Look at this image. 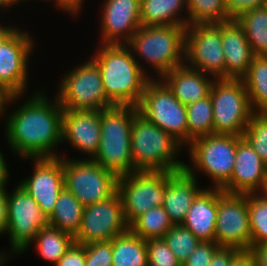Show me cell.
I'll use <instances>...</instances> for the list:
<instances>
[{"instance_id": "obj_1", "label": "cell", "mask_w": 267, "mask_h": 266, "mask_svg": "<svg viewBox=\"0 0 267 266\" xmlns=\"http://www.w3.org/2000/svg\"><path fill=\"white\" fill-rule=\"evenodd\" d=\"M7 116L6 140L10 149L21 158L60 157L54 147L62 144L64 109L43 91H36ZM59 143V144H58Z\"/></svg>"}, {"instance_id": "obj_2", "label": "cell", "mask_w": 267, "mask_h": 266, "mask_svg": "<svg viewBox=\"0 0 267 266\" xmlns=\"http://www.w3.org/2000/svg\"><path fill=\"white\" fill-rule=\"evenodd\" d=\"M96 51L91 60L98 66L107 98L114 105L137 107L151 74L126 44H100Z\"/></svg>"}, {"instance_id": "obj_3", "label": "cell", "mask_w": 267, "mask_h": 266, "mask_svg": "<svg viewBox=\"0 0 267 266\" xmlns=\"http://www.w3.org/2000/svg\"><path fill=\"white\" fill-rule=\"evenodd\" d=\"M138 112L134 105H114L101 110L100 145L92 160L118 177L134 172L131 131Z\"/></svg>"}, {"instance_id": "obj_4", "label": "cell", "mask_w": 267, "mask_h": 266, "mask_svg": "<svg viewBox=\"0 0 267 266\" xmlns=\"http://www.w3.org/2000/svg\"><path fill=\"white\" fill-rule=\"evenodd\" d=\"M183 146L171 135L148 121L139 112L131 131V155L135 171L177 172L184 170L185 162L175 158Z\"/></svg>"}, {"instance_id": "obj_5", "label": "cell", "mask_w": 267, "mask_h": 266, "mask_svg": "<svg viewBox=\"0 0 267 266\" xmlns=\"http://www.w3.org/2000/svg\"><path fill=\"white\" fill-rule=\"evenodd\" d=\"M186 26H142L126 44L139 63V58L149 64L157 77L185 64ZM136 54L138 55L136 57Z\"/></svg>"}, {"instance_id": "obj_6", "label": "cell", "mask_w": 267, "mask_h": 266, "mask_svg": "<svg viewBox=\"0 0 267 266\" xmlns=\"http://www.w3.org/2000/svg\"><path fill=\"white\" fill-rule=\"evenodd\" d=\"M192 165L185 170L193 177L201 171L210 177L212 188L222 189L230 180L235 165L237 135L210 134L191 141L188 145ZM195 167V168H194Z\"/></svg>"}, {"instance_id": "obj_7", "label": "cell", "mask_w": 267, "mask_h": 266, "mask_svg": "<svg viewBox=\"0 0 267 266\" xmlns=\"http://www.w3.org/2000/svg\"><path fill=\"white\" fill-rule=\"evenodd\" d=\"M209 95L213 106L214 134L242 137L254 113L242 79H214Z\"/></svg>"}, {"instance_id": "obj_8", "label": "cell", "mask_w": 267, "mask_h": 266, "mask_svg": "<svg viewBox=\"0 0 267 266\" xmlns=\"http://www.w3.org/2000/svg\"><path fill=\"white\" fill-rule=\"evenodd\" d=\"M137 108L148 121L163 129L183 147H188L186 106L161 78L148 81Z\"/></svg>"}, {"instance_id": "obj_9", "label": "cell", "mask_w": 267, "mask_h": 266, "mask_svg": "<svg viewBox=\"0 0 267 266\" xmlns=\"http://www.w3.org/2000/svg\"><path fill=\"white\" fill-rule=\"evenodd\" d=\"M64 187L82 205L107 200L117 192L118 176L92 159L63 157Z\"/></svg>"}, {"instance_id": "obj_10", "label": "cell", "mask_w": 267, "mask_h": 266, "mask_svg": "<svg viewBox=\"0 0 267 266\" xmlns=\"http://www.w3.org/2000/svg\"><path fill=\"white\" fill-rule=\"evenodd\" d=\"M55 95L64 110H102L114 104L105 95L98 66L90 59L68 71Z\"/></svg>"}, {"instance_id": "obj_11", "label": "cell", "mask_w": 267, "mask_h": 266, "mask_svg": "<svg viewBox=\"0 0 267 266\" xmlns=\"http://www.w3.org/2000/svg\"><path fill=\"white\" fill-rule=\"evenodd\" d=\"M168 184V172L135 171L118 177L117 192L120 194L127 222L139 215L163 205Z\"/></svg>"}, {"instance_id": "obj_12", "label": "cell", "mask_w": 267, "mask_h": 266, "mask_svg": "<svg viewBox=\"0 0 267 266\" xmlns=\"http://www.w3.org/2000/svg\"><path fill=\"white\" fill-rule=\"evenodd\" d=\"M185 64L212 75L214 79L226 78L221 22L192 24L186 27Z\"/></svg>"}, {"instance_id": "obj_13", "label": "cell", "mask_w": 267, "mask_h": 266, "mask_svg": "<svg viewBox=\"0 0 267 266\" xmlns=\"http://www.w3.org/2000/svg\"><path fill=\"white\" fill-rule=\"evenodd\" d=\"M8 193L7 235L13 254H22L33 244L37 233L49 226L34 198L20 184Z\"/></svg>"}, {"instance_id": "obj_14", "label": "cell", "mask_w": 267, "mask_h": 266, "mask_svg": "<svg viewBox=\"0 0 267 266\" xmlns=\"http://www.w3.org/2000/svg\"><path fill=\"white\" fill-rule=\"evenodd\" d=\"M214 242L220 247L251 248L247 194H233L217 188V218Z\"/></svg>"}, {"instance_id": "obj_15", "label": "cell", "mask_w": 267, "mask_h": 266, "mask_svg": "<svg viewBox=\"0 0 267 266\" xmlns=\"http://www.w3.org/2000/svg\"><path fill=\"white\" fill-rule=\"evenodd\" d=\"M129 231L120 194L116 192L107 200L84 207L78 233L74 236L77 244L111 241Z\"/></svg>"}, {"instance_id": "obj_16", "label": "cell", "mask_w": 267, "mask_h": 266, "mask_svg": "<svg viewBox=\"0 0 267 266\" xmlns=\"http://www.w3.org/2000/svg\"><path fill=\"white\" fill-rule=\"evenodd\" d=\"M31 37L19 29L0 48V88L8 96H22L27 90L29 57L35 47Z\"/></svg>"}, {"instance_id": "obj_17", "label": "cell", "mask_w": 267, "mask_h": 266, "mask_svg": "<svg viewBox=\"0 0 267 266\" xmlns=\"http://www.w3.org/2000/svg\"><path fill=\"white\" fill-rule=\"evenodd\" d=\"M31 160L34 162L33 174L19 184L35 199L42 213L49 217L64 188L63 156Z\"/></svg>"}, {"instance_id": "obj_18", "label": "cell", "mask_w": 267, "mask_h": 266, "mask_svg": "<svg viewBox=\"0 0 267 266\" xmlns=\"http://www.w3.org/2000/svg\"><path fill=\"white\" fill-rule=\"evenodd\" d=\"M141 0H104L99 44H127L141 27Z\"/></svg>"}, {"instance_id": "obj_19", "label": "cell", "mask_w": 267, "mask_h": 266, "mask_svg": "<svg viewBox=\"0 0 267 266\" xmlns=\"http://www.w3.org/2000/svg\"><path fill=\"white\" fill-rule=\"evenodd\" d=\"M101 110H64L62 141L92 159L100 145Z\"/></svg>"}, {"instance_id": "obj_20", "label": "cell", "mask_w": 267, "mask_h": 266, "mask_svg": "<svg viewBox=\"0 0 267 266\" xmlns=\"http://www.w3.org/2000/svg\"><path fill=\"white\" fill-rule=\"evenodd\" d=\"M267 179V165L240 136H237L235 165L231 180L222 188L233 194L259 193Z\"/></svg>"}, {"instance_id": "obj_21", "label": "cell", "mask_w": 267, "mask_h": 266, "mask_svg": "<svg viewBox=\"0 0 267 266\" xmlns=\"http://www.w3.org/2000/svg\"><path fill=\"white\" fill-rule=\"evenodd\" d=\"M222 49L225 56L226 78L241 79L248 71L254 54L243 27L236 19L221 22Z\"/></svg>"}, {"instance_id": "obj_22", "label": "cell", "mask_w": 267, "mask_h": 266, "mask_svg": "<svg viewBox=\"0 0 267 266\" xmlns=\"http://www.w3.org/2000/svg\"><path fill=\"white\" fill-rule=\"evenodd\" d=\"M197 177L191 176L185 169L168 172V184L162 207L173 225L183 223L193 201L204 189L197 186Z\"/></svg>"}, {"instance_id": "obj_23", "label": "cell", "mask_w": 267, "mask_h": 266, "mask_svg": "<svg viewBox=\"0 0 267 266\" xmlns=\"http://www.w3.org/2000/svg\"><path fill=\"white\" fill-rule=\"evenodd\" d=\"M199 70L186 64L173 68L161 79L171 89L174 96L185 106L209 95L214 80Z\"/></svg>"}, {"instance_id": "obj_24", "label": "cell", "mask_w": 267, "mask_h": 266, "mask_svg": "<svg viewBox=\"0 0 267 266\" xmlns=\"http://www.w3.org/2000/svg\"><path fill=\"white\" fill-rule=\"evenodd\" d=\"M217 218V188H204L193 201L181 225L200 242H214Z\"/></svg>"}, {"instance_id": "obj_25", "label": "cell", "mask_w": 267, "mask_h": 266, "mask_svg": "<svg viewBox=\"0 0 267 266\" xmlns=\"http://www.w3.org/2000/svg\"><path fill=\"white\" fill-rule=\"evenodd\" d=\"M185 7L187 8V0H141V25L187 27V17L181 15Z\"/></svg>"}, {"instance_id": "obj_26", "label": "cell", "mask_w": 267, "mask_h": 266, "mask_svg": "<svg viewBox=\"0 0 267 266\" xmlns=\"http://www.w3.org/2000/svg\"><path fill=\"white\" fill-rule=\"evenodd\" d=\"M84 205L65 187L60 192L54 211L48 217L49 226L69 233L73 237L80 228Z\"/></svg>"}, {"instance_id": "obj_27", "label": "cell", "mask_w": 267, "mask_h": 266, "mask_svg": "<svg viewBox=\"0 0 267 266\" xmlns=\"http://www.w3.org/2000/svg\"><path fill=\"white\" fill-rule=\"evenodd\" d=\"M112 266H148L146 240L130 230L112 239Z\"/></svg>"}, {"instance_id": "obj_28", "label": "cell", "mask_w": 267, "mask_h": 266, "mask_svg": "<svg viewBox=\"0 0 267 266\" xmlns=\"http://www.w3.org/2000/svg\"><path fill=\"white\" fill-rule=\"evenodd\" d=\"M241 79L253 112H267V56H254Z\"/></svg>"}, {"instance_id": "obj_29", "label": "cell", "mask_w": 267, "mask_h": 266, "mask_svg": "<svg viewBox=\"0 0 267 266\" xmlns=\"http://www.w3.org/2000/svg\"><path fill=\"white\" fill-rule=\"evenodd\" d=\"M237 22L243 27L255 56H267V5L241 13Z\"/></svg>"}, {"instance_id": "obj_30", "label": "cell", "mask_w": 267, "mask_h": 266, "mask_svg": "<svg viewBox=\"0 0 267 266\" xmlns=\"http://www.w3.org/2000/svg\"><path fill=\"white\" fill-rule=\"evenodd\" d=\"M36 251L43 259L55 265L75 242L74 237L60 229L48 226L35 236Z\"/></svg>"}, {"instance_id": "obj_31", "label": "cell", "mask_w": 267, "mask_h": 266, "mask_svg": "<svg viewBox=\"0 0 267 266\" xmlns=\"http://www.w3.org/2000/svg\"><path fill=\"white\" fill-rule=\"evenodd\" d=\"M173 223L162 206L139 215L129 224V230L144 240L163 238Z\"/></svg>"}, {"instance_id": "obj_32", "label": "cell", "mask_w": 267, "mask_h": 266, "mask_svg": "<svg viewBox=\"0 0 267 266\" xmlns=\"http://www.w3.org/2000/svg\"><path fill=\"white\" fill-rule=\"evenodd\" d=\"M188 124V145L201 136L214 134L213 106L211 97H207L186 106Z\"/></svg>"}, {"instance_id": "obj_33", "label": "cell", "mask_w": 267, "mask_h": 266, "mask_svg": "<svg viewBox=\"0 0 267 266\" xmlns=\"http://www.w3.org/2000/svg\"><path fill=\"white\" fill-rule=\"evenodd\" d=\"M186 10L187 26L231 20L225 8L224 0H187Z\"/></svg>"}, {"instance_id": "obj_34", "label": "cell", "mask_w": 267, "mask_h": 266, "mask_svg": "<svg viewBox=\"0 0 267 266\" xmlns=\"http://www.w3.org/2000/svg\"><path fill=\"white\" fill-rule=\"evenodd\" d=\"M251 247L267 242V201L258 193L247 194Z\"/></svg>"}, {"instance_id": "obj_35", "label": "cell", "mask_w": 267, "mask_h": 266, "mask_svg": "<svg viewBox=\"0 0 267 266\" xmlns=\"http://www.w3.org/2000/svg\"><path fill=\"white\" fill-rule=\"evenodd\" d=\"M163 239L181 265L200 243L196 236L181 224L173 225Z\"/></svg>"}, {"instance_id": "obj_36", "label": "cell", "mask_w": 267, "mask_h": 266, "mask_svg": "<svg viewBox=\"0 0 267 266\" xmlns=\"http://www.w3.org/2000/svg\"><path fill=\"white\" fill-rule=\"evenodd\" d=\"M242 138L267 165V112H254Z\"/></svg>"}, {"instance_id": "obj_37", "label": "cell", "mask_w": 267, "mask_h": 266, "mask_svg": "<svg viewBox=\"0 0 267 266\" xmlns=\"http://www.w3.org/2000/svg\"><path fill=\"white\" fill-rule=\"evenodd\" d=\"M148 266H182L163 238L146 240Z\"/></svg>"}, {"instance_id": "obj_38", "label": "cell", "mask_w": 267, "mask_h": 266, "mask_svg": "<svg viewBox=\"0 0 267 266\" xmlns=\"http://www.w3.org/2000/svg\"><path fill=\"white\" fill-rule=\"evenodd\" d=\"M85 266H112V240L85 245Z\"/></svg>"}, {"instance_id": "obj_39", "label": "cell", "mask_w": 267, "mask_h": 266, "mask_svg": "<svg viewBox=\"0 0 267 266\" xmlns=\"http://www.w3.org/2000/svg\"><path fill=\"white\" fill-rule=\"evenodd\" d=\"M219 248L215 242H200L182 266H209Z\"/></svg>"}, {"instance_id": "obj_40", "label": "cell", "mask_w": 267, "mask_h": 266, "mask_svg": "<svg viewBox=\"0 0 267 266\" xmlns=\"http://www.w3.org/2000/svg\"><path fill=\"white\" fill-rule=\"evenodd\" d=\"M228 16L236 19L241 13L267 5V0H224Z\"/></svg>"}, {"instance_id": "obj_41", "label": "cell", "mask_w": 267, "mask_h": 266, "mask_svg": "<svg viewBox=\"0 0 267 266\" xmlns=\"http://www.w3.org/2000/svg\"><path fill=\"white\" fill-rule=\"evenodd\" d=\"M85 245L73 243L54 266H85Z\"/></svg>"}, {"instance_id": "obj_42", "label": "cell", "mask_w": 267, "mask_h": 266, "mask_svg": "<svg viewBox=\"0 0 267 266\" xmlns=\"http://www.w3.org/2000/svg\"><path fill=\"white\" fill-rule=\"evenodd\" d=\"M240 251L235 247H220L209 264V266H230L233 257Z\"/></svg>"}, {"instance_id": "obj_43", "label": "cell", "mask_w": 267, "mask_h": 266, "mask_svg": "<svg viewBox=\"0 0 267 266\" xmlns=\"http://www.w3.org/2000/svg\"><path fill=\"white\" fill-rule=\"evenodd\" d=\"M8 192L6 187H0V235L7 232Z\"/></svg>"}, {"instance_id": "obj_44", "label": "cell", "mask_w": 267, "mask_h": 266, "mask_svg": "<svg viewBox=\"0 0 267 266\" xmlns=\"http://www.w3.org/2000/svg\"><path fill=\"white\" fill-rule=\"evenodd\" d=\"M43 1V0H42ZM46 1V0H45ZM50 1V0H47ZM84 0H54L58 7V9L62 10L63 12L66 11L67 13L71 14L73 17L77 16L81 11V6Z\"/></svg>"}, {"instance_id": "obj_45", "label": "cell", "mask_w": 267, "mask_h": 266, "mask_svg": "<svg viewBox=\"0 0 267 266\" xmlns=\"http://www.w3.org/2000/svg\"><path fill=\"white\" fill-rule=\"evenodd\" d=\"M230 266H255V259L250 250H240L234 257Z\"/></svg>"}, {"instance_id": "obj_46", "label": "cell", "mask_w": 267, "mask_h": 266, "mask_svg": "<svg viewBox=\"0 0 267 266\" xmlns=\"http://www.w3.org/2000/svg\"><path fill=\"white\" fill-rule=\"evenodd\" d=\"M255 259V266H267V242L250 248Z\"/></svg>"}, {"instance_id": "obj_47", "label": "cell", "mask_w": 267, "mask_h": 266, "mask_svg": "<svg viewBox=\"0 0 267 266\" xmlns=\"http://www.w3.org/2000/svg\"><path fill=\"white\" fill-rule=\"evenodd\" d=\"M16 27L0 24V48L19 30Z\"/></svg>"}, {"instance_id": "obj_48", "label": "cell", "mask_w": 267, "mask_h": 266, "mask_svg": "<svg viewBox=\"0 0 267 266\" xmlns=\"http://www.w3.org/2000/svg\"><path fill=\"white\" fill-rule=\"evenodd\" d=\"M8 173L7 162L0 151V187H7L8 178H10Z\"/></svg>"}, {"instance_id": "obj_49", "label": "cell", "mask_w": 267, "mask_h": 266, "mask_svg": "<svg viewBox=\"0 0 267 266\" xmlns=\"http://www.w3.org/2000/svg\"><path fill=\"white\" fill-rule=\"evenodd\" d=\"M21 95H12L8 96L5 92H0V116L5 115V111L7 110L5 107L9 104V102L12 104L13 102H16V100L20 99Z\"/></svg>"}, {"instance_id": "obj_50", "label": "cell", "mask_w": 267, "mask_h": 266, "mask_svg": "<svg viewBox=\"0 0 267 266\" xmlns=\"http://www.w3.org/2000/svg\"><path fill=\"white\" fill-rule=\"evenodd\" d=\"M26 2L27 0H0V10L2 9H9V7L11 8V6H12V8H13V5H16V3H17V6H18V3H20V2Z\"/></svg>"}, {"instance_id": "obj_51", "label": "cell", "mask_w": 267, "mask_h": 266, "mask_svg": "<svg viewBox=\"0 0 267 266\" xmlns=\"http://www.w3.org/2000/svg\"><path fill=\"white\" fill-rule=\"evenodd\" d=\"M13 255V253L10 251L8 252H0V266H4V264L7 262V259L9 260V257Z\"/></svg>"}, {"instance_id": "obj_52", "label": "cell", "mask_w": 267, "mask_h": 266, "mask_svg": "<svg viewBox=\"0 0 267 266\" xmlns=\"http://www.w3.org/2000/svg\"><path fill=\"white\" fill-rule=\"evenodd\" d=\"M258 194L267 201V179L263 183V186Z\"/></svg>"}]
</instances>
